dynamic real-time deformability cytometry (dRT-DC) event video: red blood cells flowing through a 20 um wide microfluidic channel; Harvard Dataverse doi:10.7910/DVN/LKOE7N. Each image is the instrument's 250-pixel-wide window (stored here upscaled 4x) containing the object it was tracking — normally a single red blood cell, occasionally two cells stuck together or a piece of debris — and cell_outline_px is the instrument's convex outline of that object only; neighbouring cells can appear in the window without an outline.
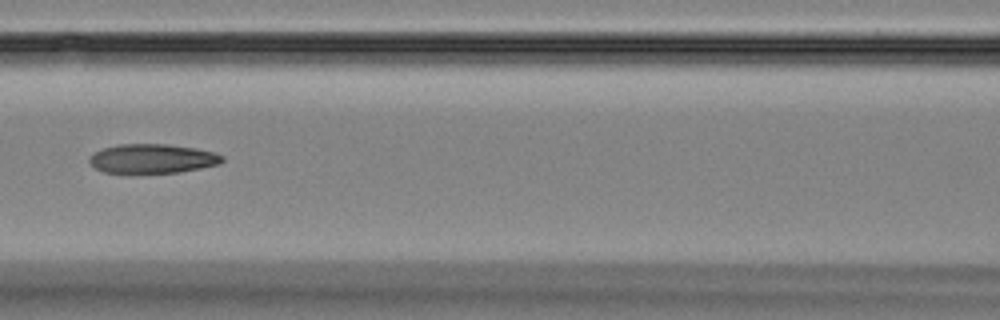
{"species": "Egyptian fruit bat (a non-hibernating species)", "species_latin": "Rousettus aegyptiacus", "temperature_condition": "room temperature", "stored_images_in_passage": 14, "camera_frame_rate_fps": 3000, "um_per_image_px": 0.085, "animal": {"sex": "female"}, "frame": {"image": 1, "passage_image": 6, "time_ms": 6.667, "image_size_px": [1000, 320], "cell_outline_px": [[224, 160], [220, 164], [180, 172], [104, 172], [96, 168], [88, 160], [96, 152], [104, 148], [120, 144], [168, 144], [196, 148], [216, 152], [224, 156]], "centroid_in_image_um": [13.03, 13.47], "position_along_channel_um": 153.6, "area_um2": 22.37}}
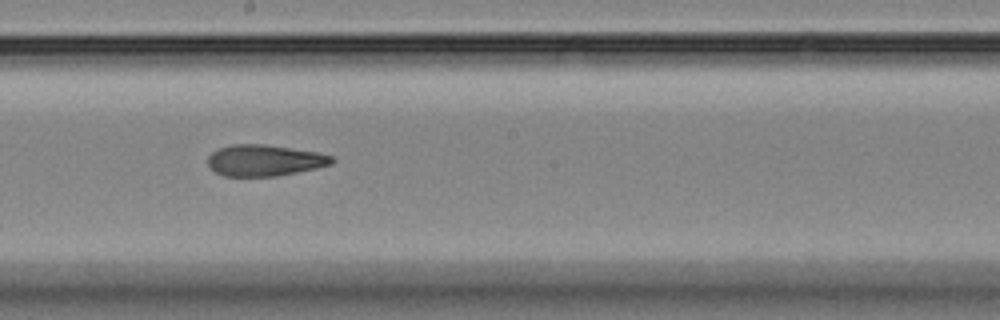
{"frame": {"image": 2, "passage_image": 8, "time_ms": 8.667, "image_size_px": [1000, 320], "cell_outline_px": [[336, 160], [332, 164], [316, 168], [276, 176], [224, 176], [216, 172], [208, 164], [208, 156], [212, 152], [220, 148], [232, 144], [264, 144], [316, 152], [332, 156]], "centroid_in_image_um": [22.49, 13.63], "position_along_channel_um": 225.7, "area_um2": 22.43}}
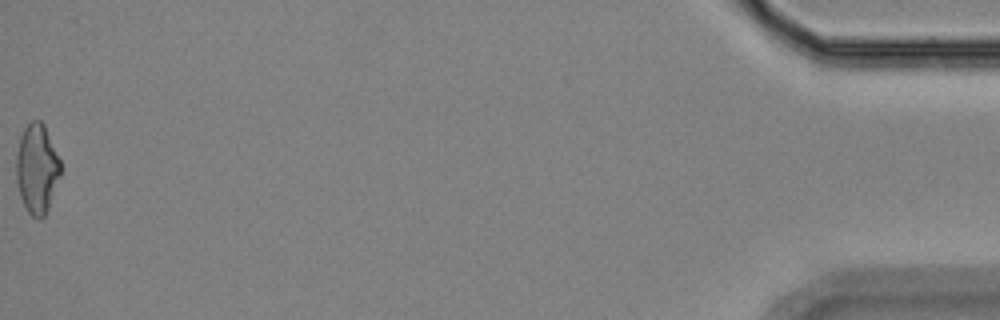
{"frame": {"image": 3, "passage_image": 14, "time_ms": 17.0, "image_size_px": [1000, 320], "cell_outline_px": [[60, 176], [48, 208], [44, 216], [40, 220], [32, 216], [28, 212], [20, 196], [16, 180], [16, 156], [20, 136], [24, 128], [32, 120], [40, 120], [44, 124], [60, 160]], "centroid_in_image_um": [3.13, 14.34], "position_along_channel_um": 432.1, "area_um2": 23.0}, "authors_computed_cell_mechanics": {"area_um2": 23.0622, "velocity_mm_per_s": 3.6174, "shape_relaxation_time_tau1_ms": 5.9532, "shape_relaxation_time_tau2_ms": 6.8623, "deformation_change_tau1": 0.1644, "deformation_change_tau2": 0.1602}}